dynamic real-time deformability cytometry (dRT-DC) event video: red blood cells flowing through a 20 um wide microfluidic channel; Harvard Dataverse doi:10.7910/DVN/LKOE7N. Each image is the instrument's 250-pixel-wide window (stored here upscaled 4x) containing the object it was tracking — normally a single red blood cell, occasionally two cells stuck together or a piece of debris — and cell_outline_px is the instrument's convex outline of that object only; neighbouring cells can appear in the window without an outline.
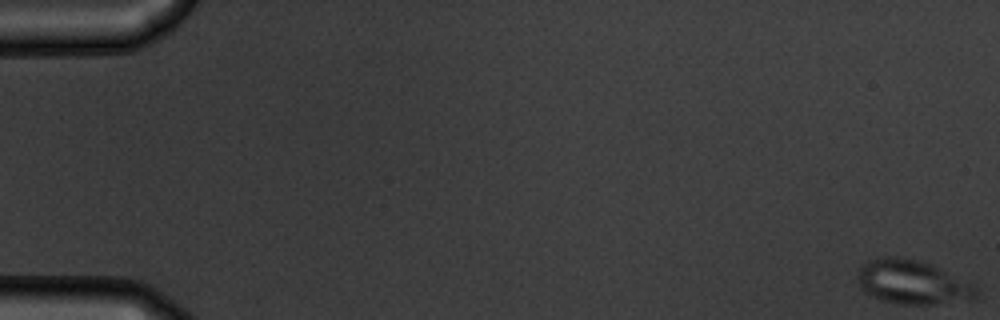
{"species": "common noctule bat (a hibernating species)", "species_latin": "Nyctalus noctula", "temperature_condition": "warm", "stored_images_in_passage": 56, "camera_frame_rate_fps": 3000, "um_per_image_px": 0.085, "animal": {"sex": "male", "body_mass_g": 19.5, "forearm_length_mm": 54.6}, "frame": {"image": 1, "passage_image": 1, "time_ms": 0.0, "image_size_px": [1000, 320], "cell_outline_px": [[976, 296], [972, 300], [932, 304], [896, 304], [880, 300], [864, 292], [860, 288], [856, 276], [856, 272], [868, 260], [880, 256], [896, 256], [920, 260], [932, 264], [972, 280], [976, 284]], "centroid_in_image_um": [77.59, 23.97], "position_along_channel_um": 7.4, "area_um2": 31.39}}
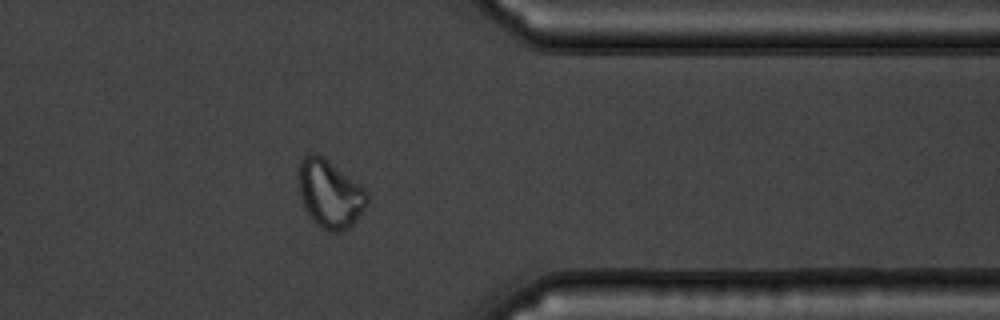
{"frame": {"image": 2, "passage_image": 46, "time_ms": 15.0, "image_size_px": [1000, 320], "cell_outline_px": [[368, 204], [352, 224], [348, 228], [340, 232], [332, 232], [316, 224], [304, 208], [300, 196], [300, 160], [304, 156], [312, 152], [316, 152], [364, 188], [368, 192]], "centroid_in_image_um": [28.05, 16.49], "position_along_channel_um": 383.4, "area_um2": 26.59}}
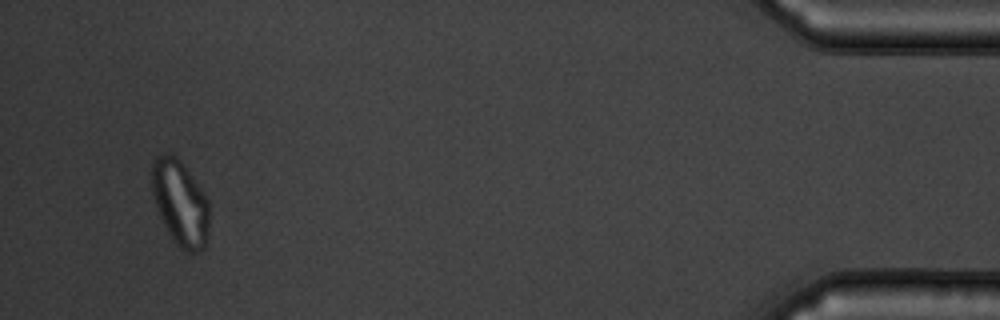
{"frame": {"image": 3, "passage_image": 54, "time_ms": 17.667, "image_size_px": [1000, 320], "cell_outline_px": [[208, 244], [196, 252], [184, 252], [172, 240], [156, 208], [152, 196], [152, 164], [156, 156], [164, 152], [172, 152], [180, 160], [204, 192], [208, 200]], "centroid_in_image_um": [15.31, 17.25], "position_along_channel_um": 419.9, "area_um2": 28.9}, "authors_computed_cell_mechanics": {"area_um2": 28.1775, "velocity_mm_per_s": 3.6708, "shape_relaxation_time_tau1_ms": 9.9333, "shape_relaxation_time_tau2_ms": 1.7939, "deformation_change_tau1": 0.1315, "deformation_change_tau2": 0.055}}